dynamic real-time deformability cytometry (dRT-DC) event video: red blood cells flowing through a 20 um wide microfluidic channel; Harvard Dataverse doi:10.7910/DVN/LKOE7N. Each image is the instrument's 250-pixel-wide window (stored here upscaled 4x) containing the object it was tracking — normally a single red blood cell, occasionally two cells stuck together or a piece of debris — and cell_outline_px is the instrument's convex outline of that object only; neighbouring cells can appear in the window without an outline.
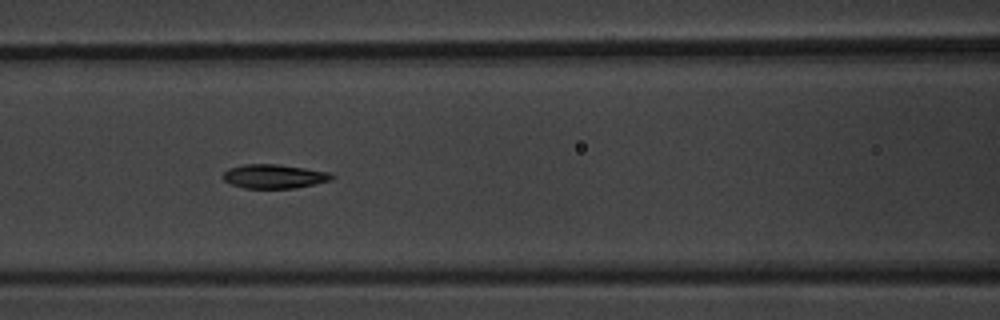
{"species": "common noctule bat (a hibernating species)", "species_latin": "Nyctalus noctula", "temperature_condition": "warm", "stored_images_in_passage": 11, "camera_frame_rate_fps": 3000, "um_per_image_px": 0.085, "animal": {"sex": "male", "body_mass_g": 20.1, "forearm_length_mm": 53.5}, "frame": {"image": 1, "passage_image": 4, "time_ms": 3.333, "image_size_px": [1000, 320], "cell_outline_px": [[336, 176], [332, 180], [292, 188], [244, 188], [232, 184], [224, 180], [220, 176], [228, 168], [244, 164], [276, 164], [304, 168], [328, 172]], "centroid_in_image_um": [23.26, 14.98], "position_along_channel_um": 143.3, "area_um2": 15.14}}
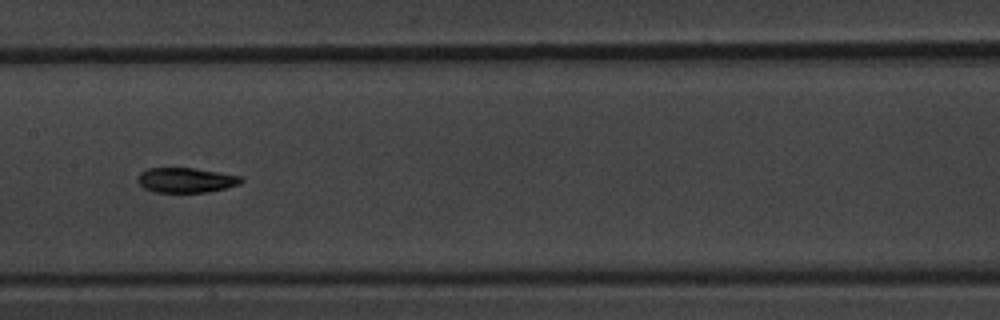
{"frame": {"image": 2, "passage_image": 5, "time_ms": 4.667, "image_size_px": [1000, 320], "cell_outline_px": [[244, 180], [240, 184], [208, 192], [156, 192], [144, 188], [136, 180], [140, 172], [148, 168], [192, 168], [244, 176]], "centroid_in_image_um": [15.82, 15.31], "position_along_channel_um": 191.6, "area_um2": 15.03}}
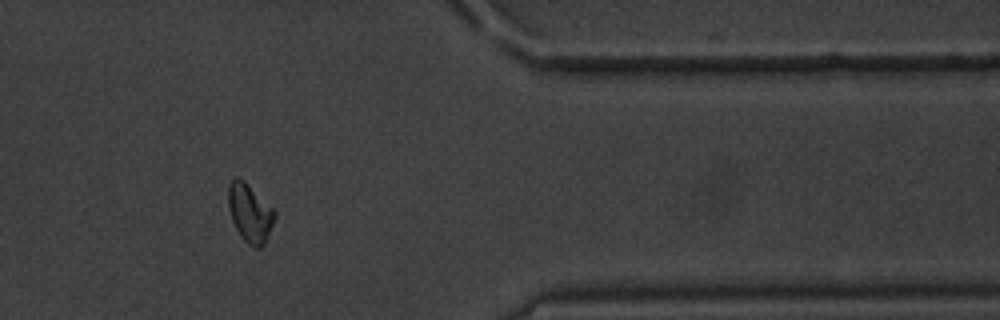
{"frame": {"image": 3, "passage_image": 10, "time_ms": 10.667, "image_size_px": [1000, 320], "cell_outline_px": [[276, 216], [264, 244], [260, 248], [252, 248], [240, 236], [232, 220], [228, 208], [228, 184], [236, 176], [244, 180], [276, 212]], "centroid_in_image_um": [21.22, 18.11], "position_along_channel_um": 390.2, "area_um2": 15.72}, "authors_computed_cell_mechanics": {"area_um2": 15.2592, "velocity_mm_per_s": 3.6231, "shape_relaxation_time_tau1_ms": 6.0462, "shape_relaxation_time_tau2_ms": null, "deformation_change_tau1": 0.1558, "deformation_change_tau2": null}}